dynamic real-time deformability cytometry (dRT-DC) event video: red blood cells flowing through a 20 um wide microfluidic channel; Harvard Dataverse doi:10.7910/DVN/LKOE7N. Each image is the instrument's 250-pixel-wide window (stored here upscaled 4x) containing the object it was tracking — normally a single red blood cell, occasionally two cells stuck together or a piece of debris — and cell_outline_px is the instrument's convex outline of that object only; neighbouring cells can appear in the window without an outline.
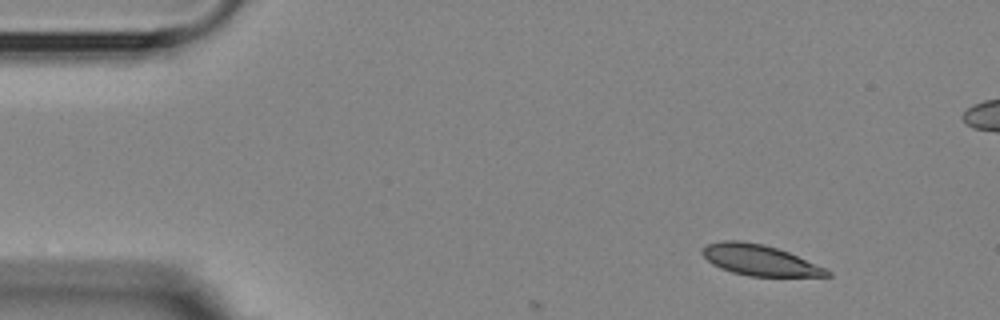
{"species": "Egyptian fruit bat (a non-hibernating species)", "species_latin": "Rousettus aegyptiacus", "temperature_condition": "room temperature", "stored_images_in_passage": 3, "camera_frame_rate_fps": 3000, "um_per_image_px": 0.085, "animal": {"sex": "female"}, "frame": {"image": 1, "passage_image": 1, "time_ms": 0.0, "image_size_px": [1000, 320], "cell_outline_px": [[832, 276], [748, 276], [732, 272], [720, 268], [712, 264], [700, 252], [708, 244], [724, 240], [740, 240], [764, 244], [788, 252], [824, 268], [832, 272]], "centroid_in_image_um": [64.54, 22.11], "position_along_channel_um": 20.5, "area_um2": 22.08}}